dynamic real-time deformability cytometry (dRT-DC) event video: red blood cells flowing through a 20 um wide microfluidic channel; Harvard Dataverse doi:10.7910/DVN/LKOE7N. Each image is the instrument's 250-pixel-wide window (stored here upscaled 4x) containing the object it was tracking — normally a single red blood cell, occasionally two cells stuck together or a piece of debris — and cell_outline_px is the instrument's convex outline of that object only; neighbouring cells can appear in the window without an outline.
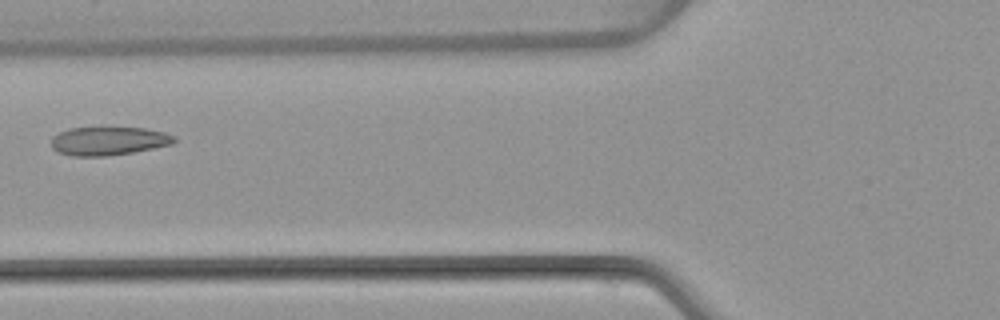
{"species": "common noctule bat (a hibernating species)", "species_latin": "Nyctalus noctula", "temperature_condition": "warm", "stored_images_in_passage": 5, "camera_frame_rate_fps": 3000, "um_per_image_px": 0.085, "animal": {"sex": "female", "body_mass_g": 22.7, "forearm_length_mm": 54.2}, "frame": {"image": 1, "passage_image": 4, "time_ms": 4.667, "image_size_px": [1000, 320], "cell_outline_px": [[176, 140], [172, 144], [132, 152], [104, 156], [72, 156], [56, 152], [52, 148], [52, 136], [68, 128], [104, 124], [144, 128], [164, 132], [176, 136]], "centroid_in_image_um": [9.19, 11.92], "position_along_channel_um": 116.6, "area_um2": 21.39}}
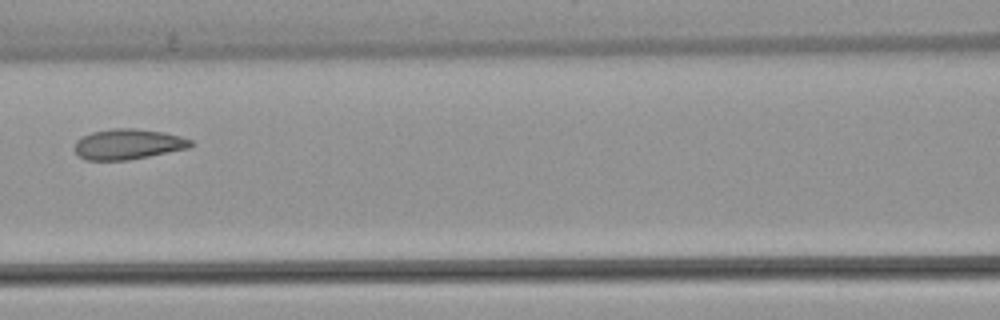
{"frame": {"image": 2, "passage_image": 5, "time_ms": 5.667, "image_size_px": [1000, 320], "cell_outline_px": [[196, 144], [188, 148], [128, 160], [84, 160], [76, 152], [76, 140], [92, 132], [112, 128], [136, 128], [164, 132], [180, 136], [192, 140]], "centroid_in_image_um": [10.92, 12.25], "position_along_channel_um": 155.7, "area_um2": 20.52}}